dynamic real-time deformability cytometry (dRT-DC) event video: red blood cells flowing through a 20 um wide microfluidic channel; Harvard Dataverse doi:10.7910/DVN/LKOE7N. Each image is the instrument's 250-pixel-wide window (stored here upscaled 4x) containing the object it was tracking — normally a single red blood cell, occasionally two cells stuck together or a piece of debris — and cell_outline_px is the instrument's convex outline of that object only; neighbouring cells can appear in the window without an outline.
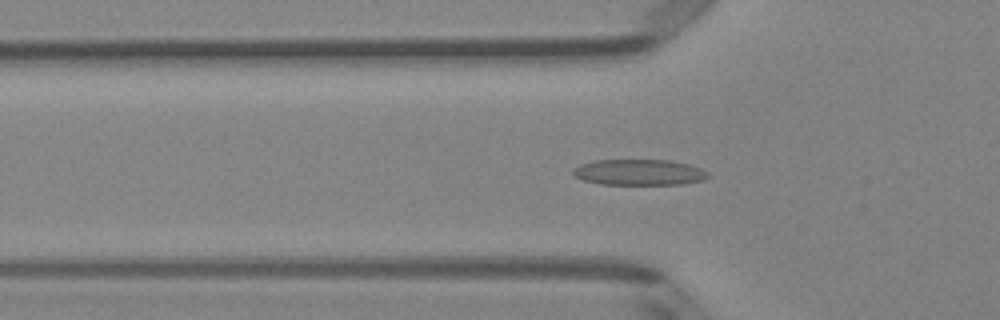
{"species": "Egyptian fruit bat (a non-hibernating species)", "species_latin": "Rousettus aegyptiacus", "temperature_condition": "room temperature", "stored_images_in_passage": 51, "camera_frame_rate_fps": 3000, "um_per_image_px": 0.085, "animal": {"sex": "female"}, "frame": {"image": 1, "passage_image": 17, "time_ms": 5.333, "image_size_px": [1000, 320], "cell_outline_px": [[708, 176], [704, 180], [684, 184], [600, 184], [584, 180], [576, 176], [572, 172], [572, 168], [580, 164], [592, 160], [668, 160], [688, 164], [700, 168], [708, 172]], "centroid_in_image_um": [54.31, 14.64], "position_along_channel_um": 71.5, "area_um2": 20.35}}
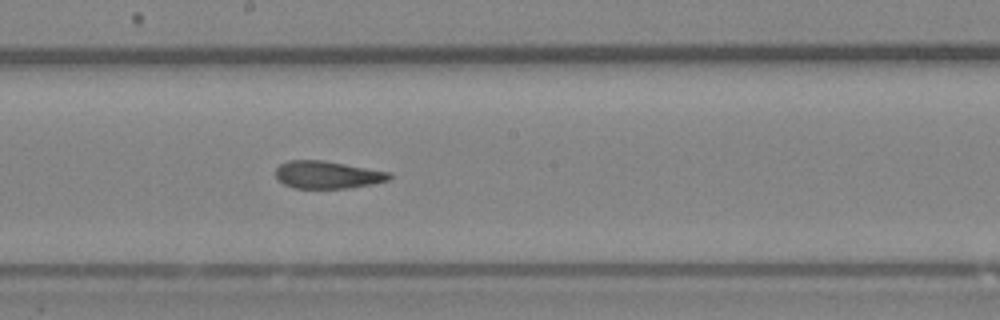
{"frame": {"image": 2, "passage_image": 28, "time_ms": 9.0, "image_size_px": [1000, 320], "cell_outline_px": [[392, 176], [388, 180], [372, 184], [348, 188], [296, 188], [284, 184], [276, 180], [276, 168], [280, 164], [288, 160], [324, 160], [388, 172]], "centroid_in_image_um": [27.78, 14.85], "position_along_channel_um": 220.4, "area_um2": 18.15}}
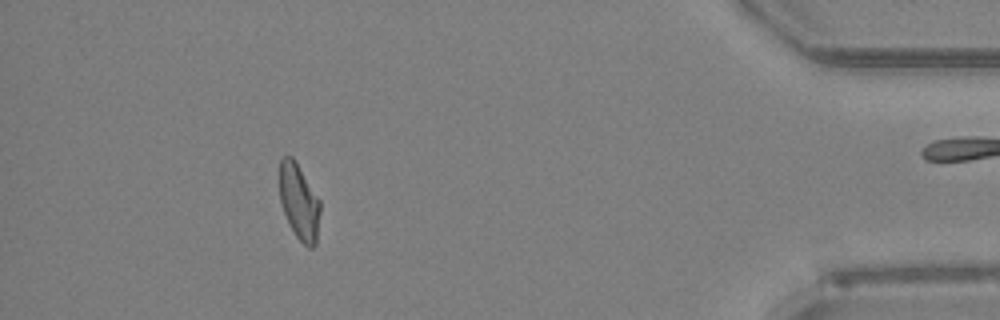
{"frame": {"image": 3, "passage_image": 46, "time_ms": 15.0, "image_size_px": [1000, 320], "cell_outline_px": [[320, 212], [316, 244], [312, 248], [308, 248], [296, 236], [284, 212], [280, 200], [280, 160], [284, 156], [292, 156], [320, 200]], "centroid_in_image_um": [25.44, 17.17], "position_along_channel_um": 409.8, "area_um2": 17.63}, "authors_computed_cell_mechanics": {"area_um2": 19.1318, "velocity_mm_per_s": 4.0631, "shape_relaxation_time_tau1_ms": 7.7918, "shape_relaxation_time_tau2_ms": 2.4409, "deformation_change_tau1": 0.2095, "deformation_change_tau2": 0.1041}}